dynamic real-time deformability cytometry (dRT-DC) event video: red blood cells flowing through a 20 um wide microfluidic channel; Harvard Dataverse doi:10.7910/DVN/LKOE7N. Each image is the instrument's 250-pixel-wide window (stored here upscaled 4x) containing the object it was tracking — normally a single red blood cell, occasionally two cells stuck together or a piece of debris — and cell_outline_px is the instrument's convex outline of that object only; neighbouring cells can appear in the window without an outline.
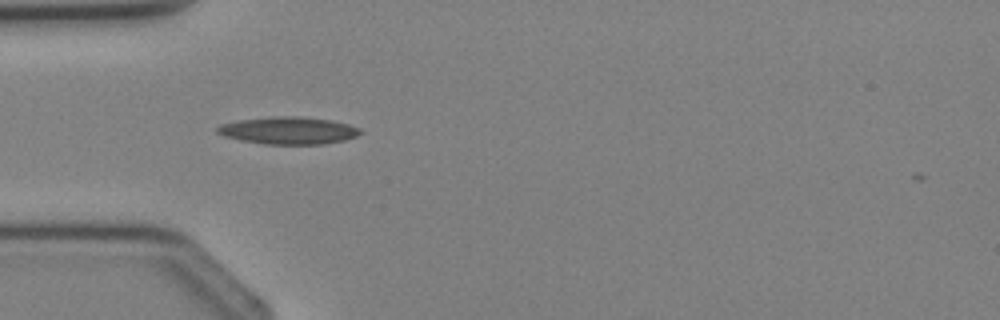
{"species": "Egyptian fruit bat (a non-hibernating species)", "species_latin": "Rousettus aegyptiacus", "temperature_condition": "cold", "stored_images_in_passage": 4, "camera_frame_rate_fps": 3000, "um_per_image_px": 0.085, "animal": {"sex": "female"}, "frame": {"image": 1, "passage_image": 3, "time_ms": 2.333, "image_size_px": [1000, 320], "cell_outline_px": [[364, 132], [356, 136], [344, 140], [324, 144], [264, 144], [240, 140], [224, 136], [216, 132], [216, 128], [220, 124], [240, 120], [272, 116], [300, 116], [332, 120], [348, 124], [360, 128]], "centroid_in_image_um": [24.53, 11.09], "position_along_channel_um": 60.5, "area_um2": 22.89}}
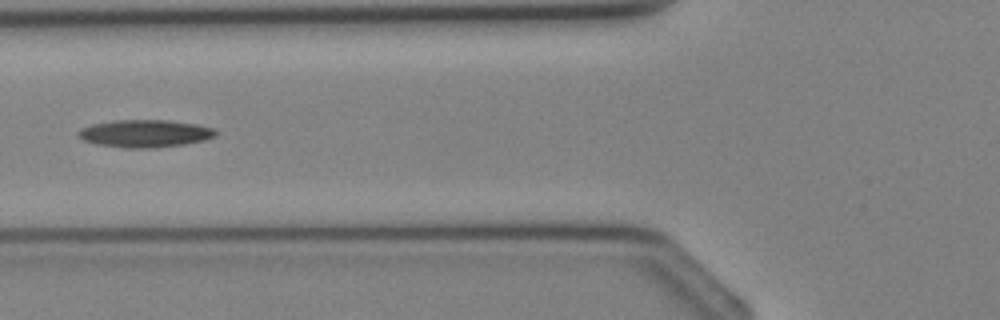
{"frame": {"image": 2, "passage_image": 4, "time_ms": 3.333, "image_size_px": [1000, 320], "cell_outline_px": [[216, 136], [204, 140], [184, 144], [152, 148], [124, 148], [96, 144], [84, 140], [76, 132], [92, 124], [116, 120], [164, 120], [196, 124], [212, 128], [216, 132]], "centroid_in_image_um": [12.32, 11.35], "position_along_channel_um": 113.5, "area_um2": 21.79}}